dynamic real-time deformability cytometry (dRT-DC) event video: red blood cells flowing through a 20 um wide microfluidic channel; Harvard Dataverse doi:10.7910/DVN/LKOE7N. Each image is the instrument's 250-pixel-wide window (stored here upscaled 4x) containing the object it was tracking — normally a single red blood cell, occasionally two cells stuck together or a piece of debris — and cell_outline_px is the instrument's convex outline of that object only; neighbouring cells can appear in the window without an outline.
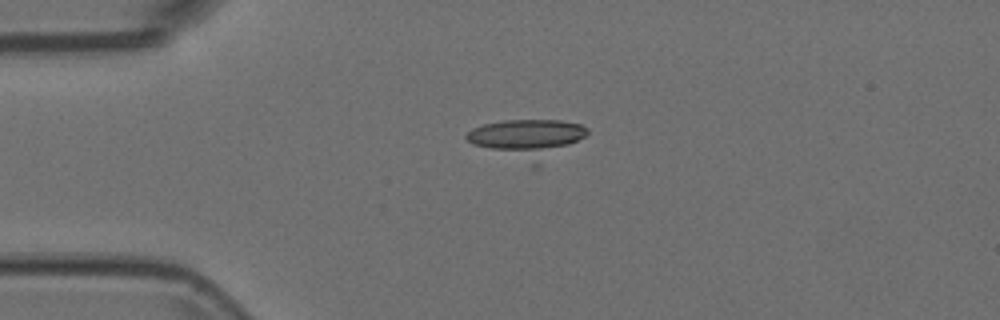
{"species": "Egyptian fruit bat (a non-hibernating species)", "species_latin": "Rousettus aegyptiacus", "temperature_condition": "room temperature", "stored_images_in_passage": 45, "camera_frame_rate_fps": 3000, "um_per_image_px": 0.085, "animal": {"sex": "female"}, "frame": {"image": 1, "passage_image": 16, "time_ms": 5.0, "image_size_px": [1000, 320], "cell_outline_px": [[588, 132], [584, 136], [536, 168], [532, 168], [472, 144], [464, 136], [472, 128], [484, 124], [504, 120], [560, 120], [580, 124], [588, 128]], "centroid_in_image_um": [44.78, 11.82], "position_along_channel_um": 40.2, "area_um2": 27.51}}
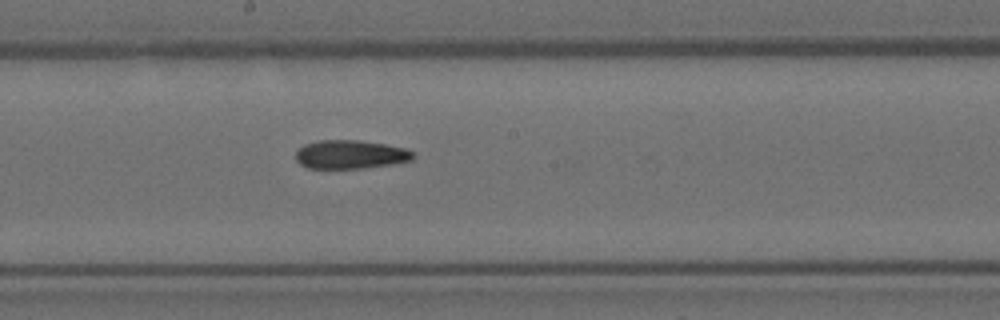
{"frame": {"image": 2, "passage_image": 32, "time_ms": 10.333, "image_size_px": [1000, 320], "cell_outline_px": [[416, 156], [412, 160], [392, 164], [360, 168], [308, 168], [300, 164], [296, 160], [296, 152], [304, 144], [316, 140], [356, 140], [384, 144], [408, 148]], "centroid_in_image_um": [29.79, 13.12], "position_along_channel_um": 218.4, "area_um2": 19.59}}
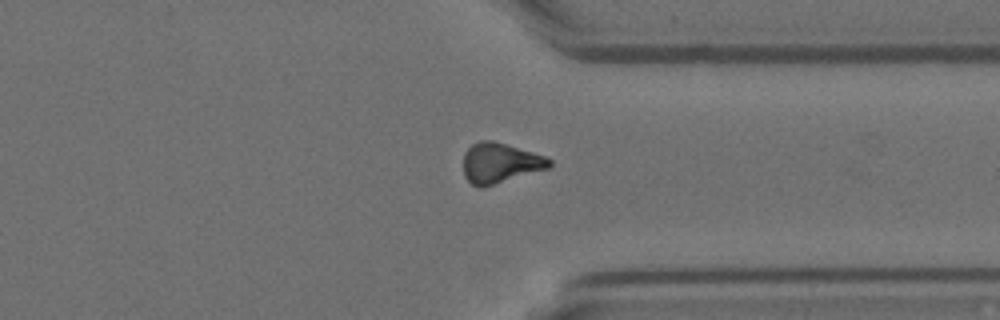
{"frame": {"image": 3, "passage_image": 44, "time_ms": 14.333, "image_size_px": [1000, 320], "cell_outline_px": [[552, 164], [548, 168], [484, 188], [480, 188], [472, 184], [464, 176], [464, 152], [472, 144], [480, 140], [492, 140], [532, 152], [544, 156], [552, 160]], "centroid_in_image_um": [42.48, 13.87], "position_along_channel_um": 368.9, "area_um2": 20.11}}